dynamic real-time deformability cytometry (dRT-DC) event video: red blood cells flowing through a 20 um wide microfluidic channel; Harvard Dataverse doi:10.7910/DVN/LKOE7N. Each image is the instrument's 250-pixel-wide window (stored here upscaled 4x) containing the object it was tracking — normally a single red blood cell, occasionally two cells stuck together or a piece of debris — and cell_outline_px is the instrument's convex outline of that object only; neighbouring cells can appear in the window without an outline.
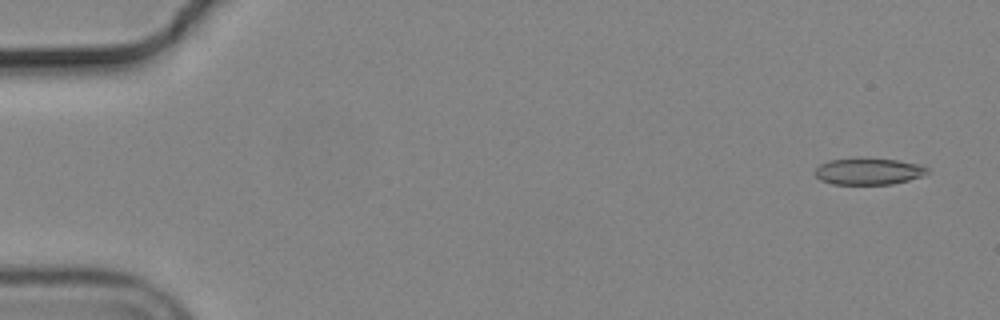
{"species": "common noctule bat (a hibernating species)", "species_latin": "Nyctalus noctula", "temperature_condition": "cold", "stored_images_in_passage": 14, "camera_frame_rate_fps": 3000, "um_per_image_px": 0.085, "animal": {"sex": "male", "body_mass_g": 19.2, "forearm_length_mm": 51.8}, "frame": {"image": 1, "passage_image": 3, "time_ms": 0.667, "image_size_px": [1000, 320], "cell_outline_px": [[932, 172], [908, 180], [892, 184], [832, 184], [820, 180], [816, 176], [816, 168], [820, 164], [828, 160], [860, 156], [896, 160], [920, 164], [928, 168]], "centroid_in_image_um": [73.82, 14.53], "position_along_channel_um": 11.2, "area_um2": 17.86}}